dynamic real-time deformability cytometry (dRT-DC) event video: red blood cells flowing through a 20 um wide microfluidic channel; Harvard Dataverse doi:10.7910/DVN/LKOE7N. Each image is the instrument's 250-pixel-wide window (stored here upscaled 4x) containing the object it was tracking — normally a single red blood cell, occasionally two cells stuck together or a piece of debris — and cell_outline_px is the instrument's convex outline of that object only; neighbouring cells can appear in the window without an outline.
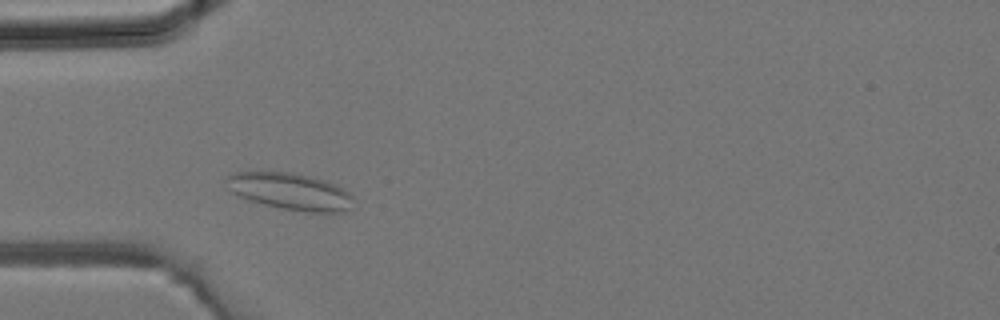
{"species": "common noctule bat (a hibernating species)", "species_latin": "Nyctalus noctula", "temperature_condition": "room temperature", "stored_images_in_passage": 32, "camera_frame_rate_fps": 3000, "um_per_image_px": 0.085, "animal": {"sex": "male", "body_mass_g": 19.2, "forearm_length_mm": 51.8}, "frame": {"image": 1, "passage_image": 6, "time_ms": 1.667, "image_size_px": [1000, 320], "cell_outline_px": [[352, 196], [348, 208], [344, 212], [312, 212], [280, 208], [248, 200], [232, 192], [224, 180], [232, 172], [292, 172], [324, 180], [348, 192]], "centroid_in_image_um": [24.6, 16.26], "position_along_channel_um": 60.4, "area_um2": 26.76}}
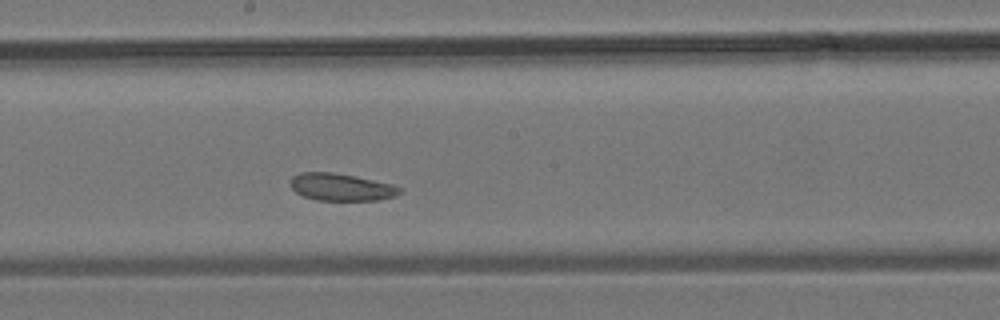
{"frame": {"image": 2, "passage_image": 15, "time_ms": 4.667, "image_size_px": [1000, 320], "cell_outline_px": [[404, 188], [396, 196], [380, 200], [316, 200], [304, 196], [296, 192], [288, 184], [288, 180], [292, 176], [300, 172], [332, 172], [392, 184]], "centroid_in_image_um": [28.97, 15.9], "position_along_channel_um": 219.2, "area_um2": 17.46}}
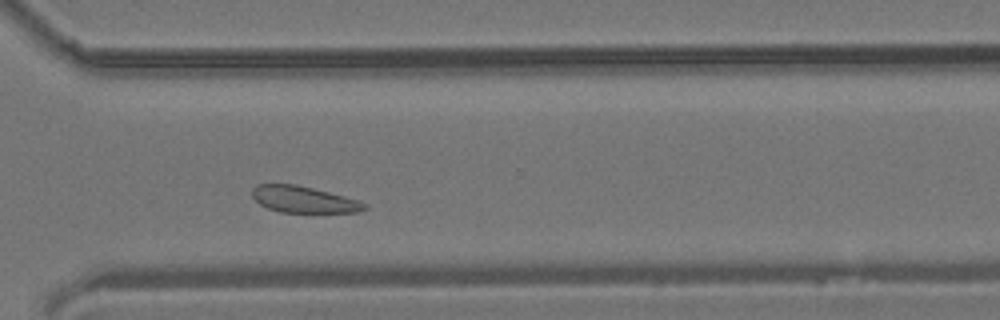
{"frame": {"image": 3, "passage_image": 22, "time_ms": 7.0, "image_size_px": [1000, 320], "cell_outline_px": [[368, 208], [356, 212], [280, 212], [268, 208], [260, 204], [252, 196], [252, 188], [256, 184], [296, 184], [344, 196], [368, 204]], "centroid_in_image_um": [25.79, 16.95], "position_along_channel_um": 344.8, "area_um2": 17.17}}